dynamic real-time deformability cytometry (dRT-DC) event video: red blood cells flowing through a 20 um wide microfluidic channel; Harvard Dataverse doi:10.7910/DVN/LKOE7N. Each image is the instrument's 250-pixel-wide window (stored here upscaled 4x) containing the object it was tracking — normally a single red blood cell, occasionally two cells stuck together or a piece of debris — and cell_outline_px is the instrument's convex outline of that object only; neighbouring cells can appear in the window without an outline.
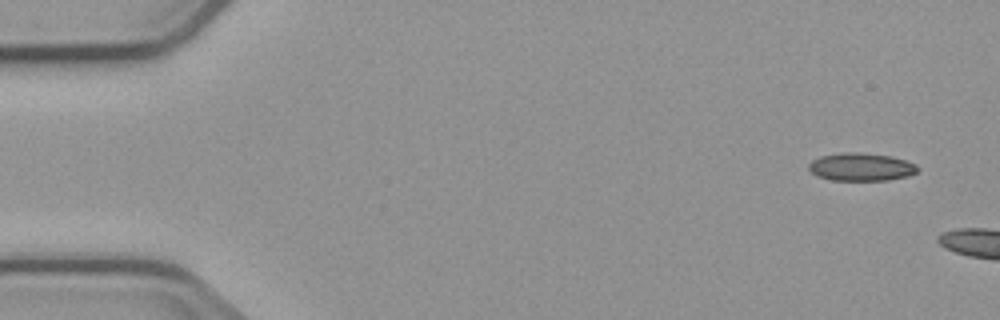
{"species": "common noctule bat (a hibernating species)", "species_latin": "Nyctalus noctula", "temperature_condition": "cold", "stored_images_in_passage": 6, "camera_frame_rate_fps": 3000, "um_per_image_px": 0.085, "animal": {"sex": "male", "body_mass_g": 23.1, "forearm_length_mm": 52.7}, "frame": {"image": 1, "passage_image": 1, "time_ms": 0.0, "image_size_px": [1000, 320], "cell_outline_px": [[920, 168], [916, 172], [908, 176], [888, 180], [832, 180], [816, 176], [808, 168], [808, 164], [812, 160], [820, 156], [844, 152], [860, 152], [892, 156], [916, 164]], "centroid_in_image_um": [73.19, 14.18], "position_along_channel_um": 11.8, "area_um2": 17.8}}